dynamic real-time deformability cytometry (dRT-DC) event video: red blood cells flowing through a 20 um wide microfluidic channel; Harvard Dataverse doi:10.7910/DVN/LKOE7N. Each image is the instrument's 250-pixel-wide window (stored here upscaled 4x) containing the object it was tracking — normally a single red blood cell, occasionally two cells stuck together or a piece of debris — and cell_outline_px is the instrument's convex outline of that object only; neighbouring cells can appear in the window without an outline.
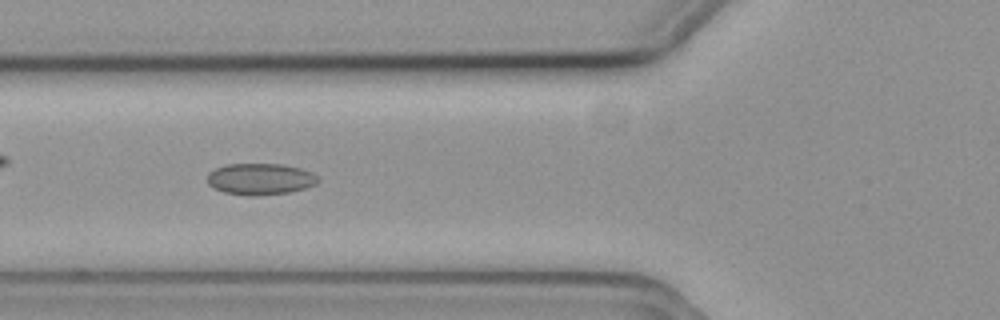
{"species": "common noctule bat (a hibernating species)", "species_latin": "Nyctalus noctula", "temperature_condition": "cold", "stored_images_in_passage": 54, "camera_frame_rate_fps": 3000, "um_per_image_px": 0.085, "animal": {"sex": "female", "body_mass_g": 19.3, "forearm_length_mm": 54.1}, "frame": {"image": 1, "passage_image": 18, "time_ms": 5.667, "image_size_px": [1000, 320], "cell_outline_px": [[320, 180], [316, 184], [304, 188], [288, 192], [256, 196], [248, 196], [224, 192], [212, 188], [208, 184], [208, 172], [216, 168], [228, 164], [280, 164], [300, 168], [312, 172], [320, 176]], "centroid_in_image_um": [22.13, 15.22], "position_along_channel_um": 103.7, "area_um2": 20.4}}
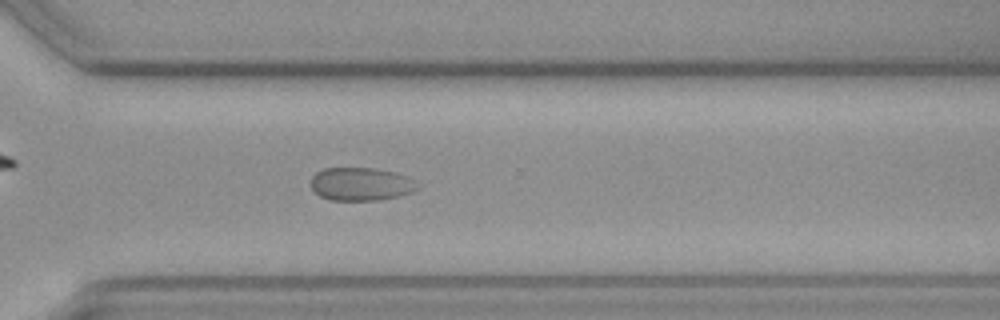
{"frame": {"image": 2, "passage_image": 38, "time_ms": 12.333, "image_size_px": [1000, 320], "cell_outline_px": [[420, 188], [412, 192], [400, 196], [376, 200], [328, 200], [320, 196], [308, 184], [312, 176], [316, 172], [324, 168], [376, 168], [396, 172], [408, 176], [420, 184]], "centroid_in_image_um": [30.7, 15.64], "position_along_channel_um": 339.9, "area_um2": 20.98}}
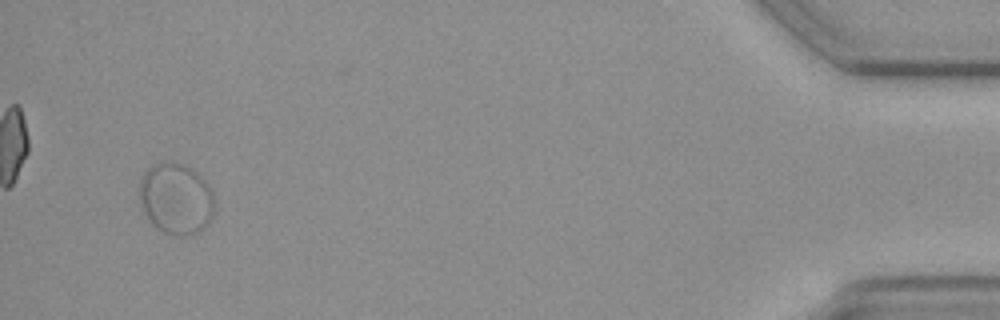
{"frame": {"image": 3, "passage_image": 52, "time_ms": 17.0, "image_size_px": [1000, 320], "cell_outline_px": [[216, 212], [212, 220], [200, 232], [192, 236], [172, 236], [156, 228], [148, 220], [140, 208], [140, 180], [144, 172], [152, 164], [180, 164], [196, 172], [212, 188], [216, 200]], "centroid_in_image_um": [15.01, 16.97], "position_along_channel_um": 420.2, "area_um2": 31.79}, "authors_computed_cell_mechanics": {"area_um2": 21.5016, "velocity_mm_per_s": 3.5438, "shape_relaxation_time_tau1_ms": 1.8672, "shape_relaxation_time_tau2_ms": 4.429, "deformation_change_tau1": 0.039, "deformation_change_tau2": 0.0406}}